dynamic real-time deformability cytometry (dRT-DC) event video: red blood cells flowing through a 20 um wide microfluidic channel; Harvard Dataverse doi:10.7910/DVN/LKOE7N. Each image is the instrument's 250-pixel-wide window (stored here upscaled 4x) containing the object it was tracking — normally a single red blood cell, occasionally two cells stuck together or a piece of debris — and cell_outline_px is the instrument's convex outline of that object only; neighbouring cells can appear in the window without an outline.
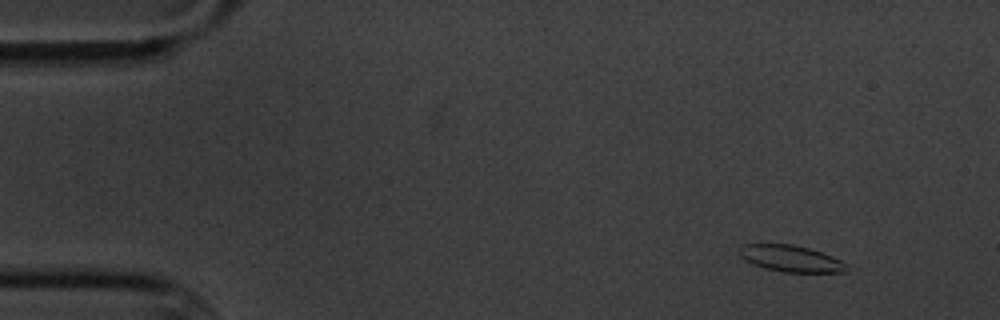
{"species": "common noctule bat (a hibernating species)", "species_latin": "Nyctalus noctula", "temperature_condition": "cold", "stored_images_in_passage": 5, "camera_frame_rate_fps": 3000, "um_per_image_px": 0.085, "animal": {"sex": "male", "body_mass_g": 20.1, "forearm_length_mm": 53.5}, "frame": {"image": 1, "passage_image": 2, "time_ms": 1.0, "image_size_px": [1000, 320], "cell_outline_px": [[848, 272], [784, 272], [764, 268], [752, 264], [744, 260], [740, 256], [740, 248], [744, 244], [792, 244], [808, 248], [832, 256], [848, 264]], "centroid_in_image_um": [67.23, 21.98], "position_along_channel_um": 17.8, "area_um2": 16.53}}
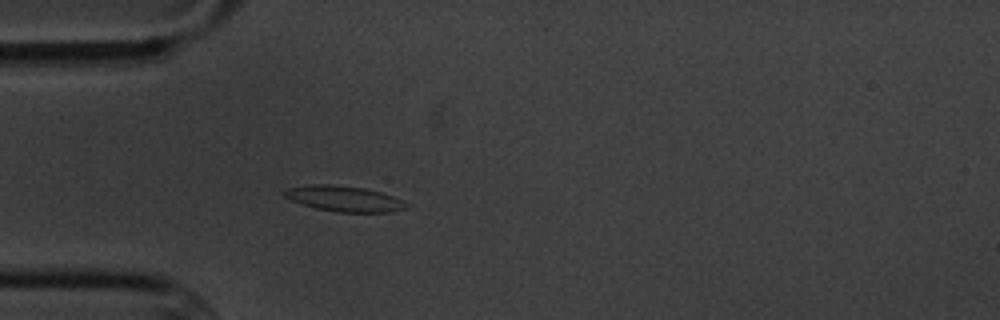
{"frame": {"image": 2, "passage_image": 5, "time_ms": 4.667, "image_size_px": [1000, 320], "cell_outline_px": [[412, 204], [408, 208], [392, 212], [336, 212], [316, 208], [292, 200], [284, 196], [284, 192], [288, 188], [312, 184], [328, 184], [364, 188], [380, 192], [392, 196]], "centroid_in_image_um": [29.33, 16.9], "position_along_channel_um": 55.7, "area_um2": 18.09}}